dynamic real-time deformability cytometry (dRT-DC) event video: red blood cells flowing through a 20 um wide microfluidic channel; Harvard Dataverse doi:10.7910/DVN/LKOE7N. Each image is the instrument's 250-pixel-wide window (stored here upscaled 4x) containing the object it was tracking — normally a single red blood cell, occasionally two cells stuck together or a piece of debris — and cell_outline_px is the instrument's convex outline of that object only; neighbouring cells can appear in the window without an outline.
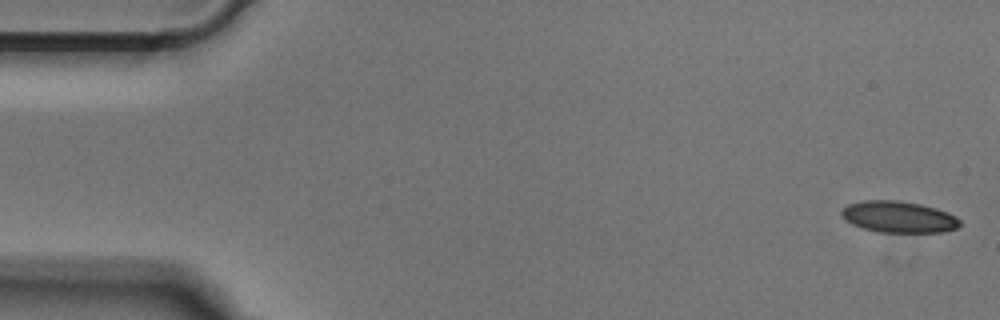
{"species": "Egyptian fruit bat (a non-hibernating species)", "species_latin": "Rousettus aegyptiacus", "temperature_condition": "cold", "stored_images_in_passage": 44, "camera_frame_rate_fps": 3000, "um_per_image_px": 0.085, "animal": {"sex": "male"}, "frame": {"image": 1, "passage_image": 1, "time_ms": 0.0, "image_size_px": [1000, 320], "cell_outline_px": [[960, 224], [956, 228], [944, 232], [880, 232], [864, 228], [852, 224], [840, 212], [848, 204], [864, 200], [900, 200], [920, 204], [936, 208], [948, 212], [956, 216], [960, 220]], "centroid_in_image_um": [76.42, 18.43], "position_along_channel_um": 8.6, "area_um2": 21.56}}
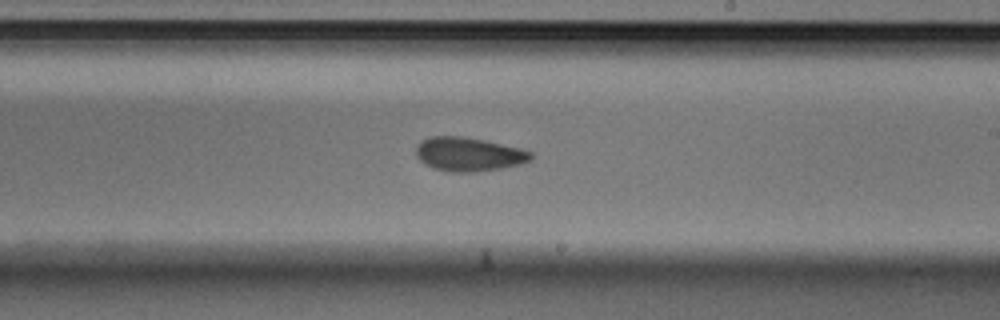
{"frame": {"image": 2, "passage_image": 29, "time_ms": 9.333, "image_size_px": [1000, 320], "cell_outline_px": [[532, 160], [520, 164], [500, 168], [476, 172], [448, 172], [432, 168], [424, 164], [416, 156], [416, 144], [420, 140], [428, 136], [464, 136], [484, 140], [520, 148], [532, 152]], "centroid_in_image_um": [39.79, 13.1], "position_along_channel_um": 249.2, "area_um2": 22.95}}
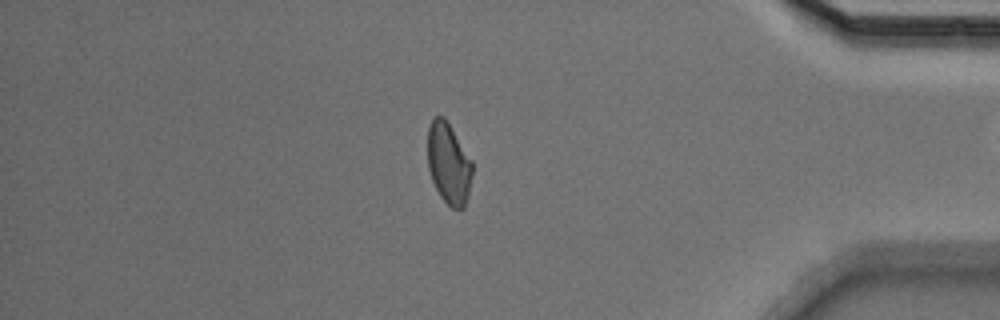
{"frame": {"image": 3, "passage_image": 43, "time_ms": 14.0, "image_size_px": [1000, 320], "cell_outline_px": [[472, 172], [468, 196], [464, 208], [452, 208], [440, 196], [432, 180], [428, 168], [428, 128], [432, 120], [436, 116], [444, 116], [448, 120], [472, 160]], "centroid_in_image_um": [38.14, 13.86], "position_along_channel_um": 397.1, "area_um2": 21.21}}